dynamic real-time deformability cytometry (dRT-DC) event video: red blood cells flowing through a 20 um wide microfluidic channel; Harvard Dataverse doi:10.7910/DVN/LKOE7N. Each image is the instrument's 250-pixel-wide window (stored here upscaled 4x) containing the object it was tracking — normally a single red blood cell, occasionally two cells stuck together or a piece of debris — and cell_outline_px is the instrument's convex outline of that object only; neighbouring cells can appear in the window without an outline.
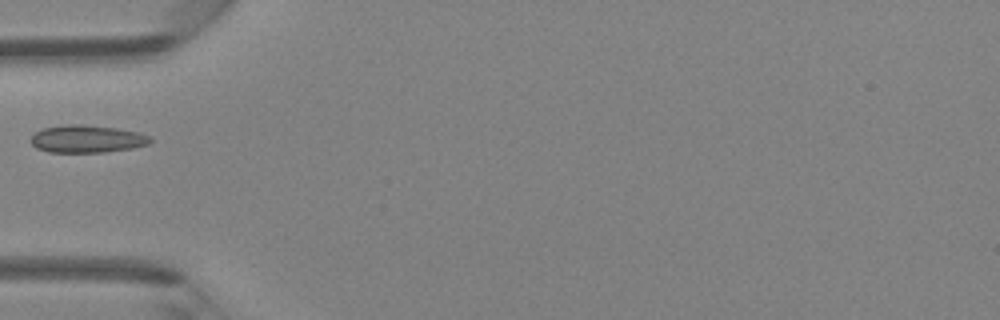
{"species": "Egyptian fruit bat (a non-hibernating species)", "species_latin": "Rousettus aegyptiacus", "temperature_condition": "room temperature", "stored_images_in_passage": 1, "camera_frame_rate_fps": 3000, "um_per_image_px": 0.085, "animal": {"sex": "female"}, "frame": {"image": 1, "passage_image": 1, "time_ms": 0.0, "image_size_px": [1000, 320], "cell_outline_px": [[152, 140], [148, 144], [132, 148], [104, 152], [48, 152], [36, 148], [32, 144], [32, 136], [36, 132], [44, 128], [68, 124], [80, 124], [116, 128], [136, 132], [152, 136]], "centroid_in_image_um": [7.41, 11.81], "position_along_channel_um": 77.6, "area_um2": 19.02}}